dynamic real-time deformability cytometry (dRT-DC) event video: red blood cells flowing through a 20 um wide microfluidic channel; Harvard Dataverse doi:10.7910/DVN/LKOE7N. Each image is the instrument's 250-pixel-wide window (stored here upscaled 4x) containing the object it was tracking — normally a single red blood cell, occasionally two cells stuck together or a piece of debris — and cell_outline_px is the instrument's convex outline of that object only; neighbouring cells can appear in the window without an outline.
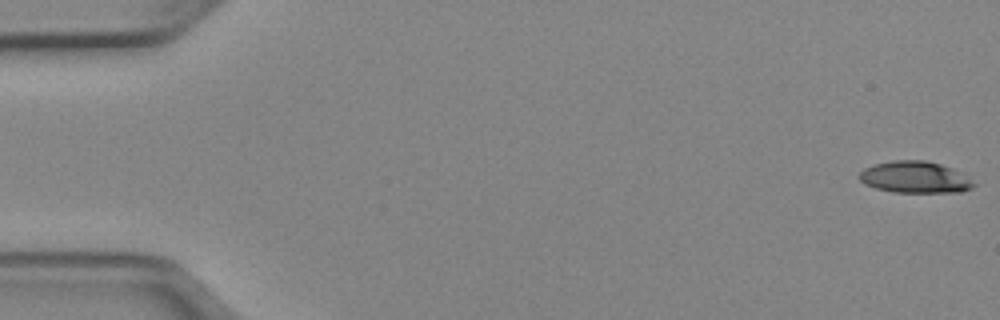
{"species": "Egyptian fruit bat (a non-hibernating species)", "species_latin": "Rousettus aegyptiacus", "temperature_condition": "cold", "stored_images_in_passage": 9, "camera_frame_rate_fps": 3000, "um_per_image_px": 0.085, "animal": {"sex": "female"}, "frame": {"image": 1, "passage_image": 1, "time_ms": 0.0, "image_size_px": [1000, 320], "cell_outline_px": [[976, 184], [972, 188], [960, 192], [892, 192], [876, 188], [864, 184], [856, 176], [864, 168], [872, 164], [892, 160], [924, 160], [940, 164], [952, 168]], "centroid_in_image_um": [77.7, 15.06], "position_along_channel_um": 7.3, "area_um2": 21.1}}